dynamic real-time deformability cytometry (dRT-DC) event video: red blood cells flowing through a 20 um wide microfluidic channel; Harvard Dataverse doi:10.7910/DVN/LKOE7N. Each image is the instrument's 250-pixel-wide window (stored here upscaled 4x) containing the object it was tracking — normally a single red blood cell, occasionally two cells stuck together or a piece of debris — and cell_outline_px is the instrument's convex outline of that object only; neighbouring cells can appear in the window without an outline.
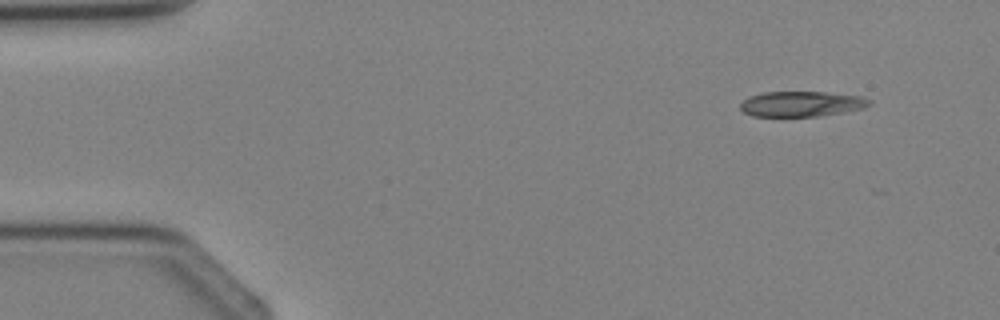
{"species": "Egyptian fruit bat (a non-hibernating species)", "species_latin": "Rousettus aegyptiacus", "temperature_condition": "cold", "stored_images_in_passage": 3, "camera_frame_rate_fps": 3000, "um_per_image_px": 0.085, "animal": {"sex": "female"}, "frame": {"image": 1, "passage_image": 1, "time_ms": 0.0, "image_size_px": [1000, 320], "cell_outline_px": [[872, 104], [864, 108], [816, 116], [752, 116], [744, 112], [740, 108], [740, 104], [748, 96], [764, 92], [824, 92], [860, 96], [872, 100]], "centroid_in_image_um": [68.11, 8.82], "position_along_channel_um": 16.9, "area_um2": 18.9}}
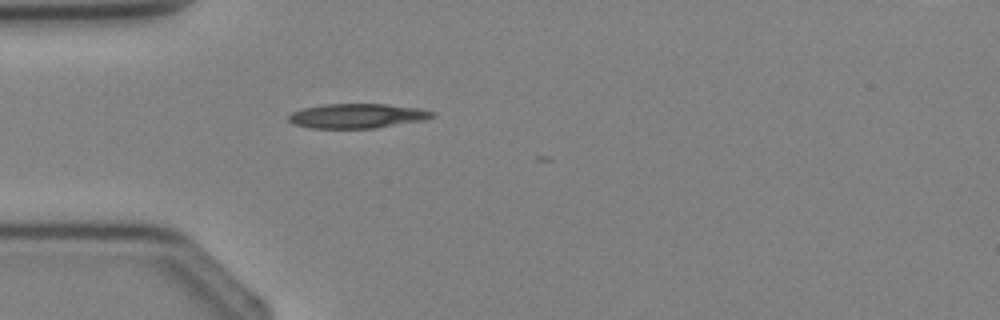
{"frame": {"image": 2, "passage_image": 3, "time_ms": 2.333, "image_size_px": [1000, 320], "cell_outline_px": [[436, 116], [424, 120], [376, 128], [308, 128], [296, 124], [288, 120], [288, 116], [292, 112], [300, 108], [324, 104], [384, 104], [420, 108], [436, 112]], "centroid_in_image_um": [30.38, 9.85], "position_along_channel_um": 54.6, "area_um2": 20.69}}